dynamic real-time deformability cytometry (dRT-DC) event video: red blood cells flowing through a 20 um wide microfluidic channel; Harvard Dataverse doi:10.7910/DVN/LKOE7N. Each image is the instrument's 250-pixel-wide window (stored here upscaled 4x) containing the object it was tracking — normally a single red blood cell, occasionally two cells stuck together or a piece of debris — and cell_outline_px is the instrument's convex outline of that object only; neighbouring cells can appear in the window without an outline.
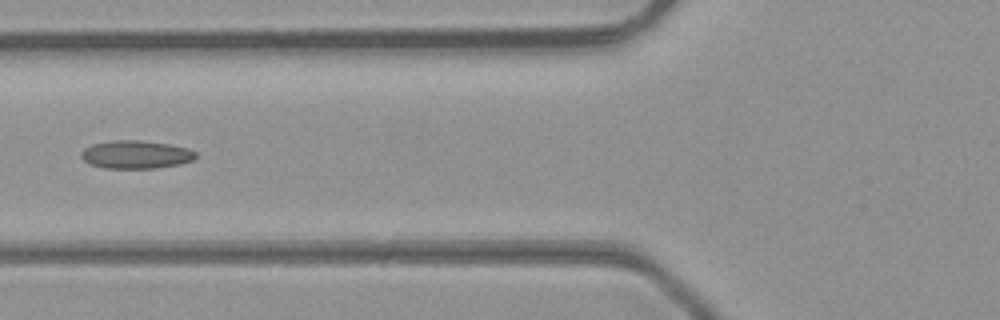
{"species": "common noctule bat (a hibernating species)", "species_latin": "Nyctalus noctula", "temperature_condition": "room temperature", "stored_images_in_passage": 6, "camera_frame_rate_fps": 3000, "um_per_image_px": 0.085, "animal": {"sex": "male", "body_mass_g": 23.1, "forearm_length_mm": 52.7}, "frame": {"image": 1, "passage_image": 5, "time_ms": 1.333, "image_size_px": [1000, 320], "cell_outline_px": [[196, 156], [192, 160], [180, 164], [156, 168], [104, 168], [88, 164], [80, 156], [80, 152], [84, 148], [92, 144], [112, 140], [140, 140], [168, 144], [188, 148], [196, 152]], "centroid_in_image_um": [11.51, 13.13], "position_along_channel_um": 114.3, "area_um2": 18.84}}
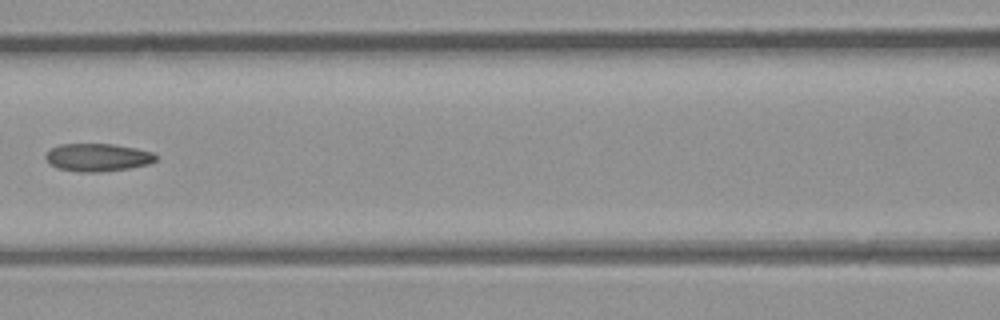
{"frame": {"image": 2, "passage_image": 6, "time_ms": 1.667, "image_size_px": [1000, 320], "cell_outline_px": [[156, 160], [148, 164], [128, 168], [96, 172], [80, 172], [56, 168], [44, 156], [52, 148], [60, 144], [112, 144], [136, 148], [152, 152], [156, 156]], "centroid_in_image_um": [8.3, 13.37], "position_along_channel_um": 158.3, "area_um2": 17.63}}